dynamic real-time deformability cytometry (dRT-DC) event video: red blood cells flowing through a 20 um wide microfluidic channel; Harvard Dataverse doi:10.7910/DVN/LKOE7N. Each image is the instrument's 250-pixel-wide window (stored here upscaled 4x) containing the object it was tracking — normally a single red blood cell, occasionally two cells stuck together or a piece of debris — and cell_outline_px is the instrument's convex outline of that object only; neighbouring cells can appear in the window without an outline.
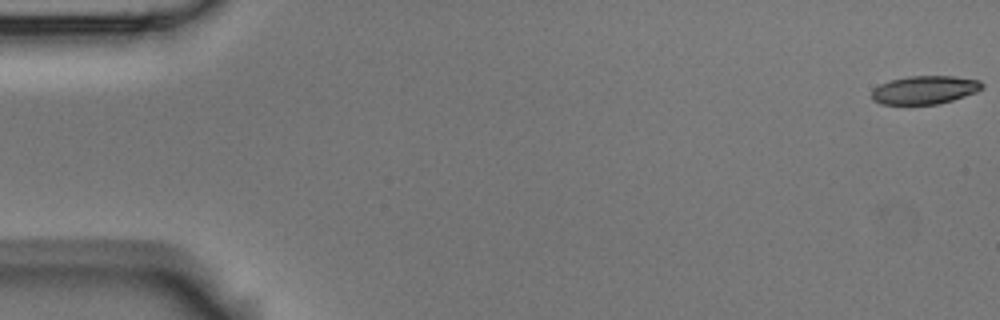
{"species": "Egyptian fruit bat (a non-hibernating species)", "species_latin": "Rousettus aegyptiacus", "temperature_condition": "room temperature", "stored_images_in_passage": 5, "camera_frame_rate_fps": 3000, "um_per_image_px": 0.085, "animal": {"sex": "male"}, "frame": {"image": 1, "passage_image": 1, "time_ms": 0.0, "image_size_px": [1000, 320], "cell_outline_px": [[984, 88], [976, 92], [940, 104], [880, 104], [872, 100], [872, 88], [888, 80], [908, 76], [956, 76], [980, 80], [984, 84]], "centroid_in_image_um": [78.6, 7.63], "position_along_channel_um": 6.4, "area_um2": 18.44}}
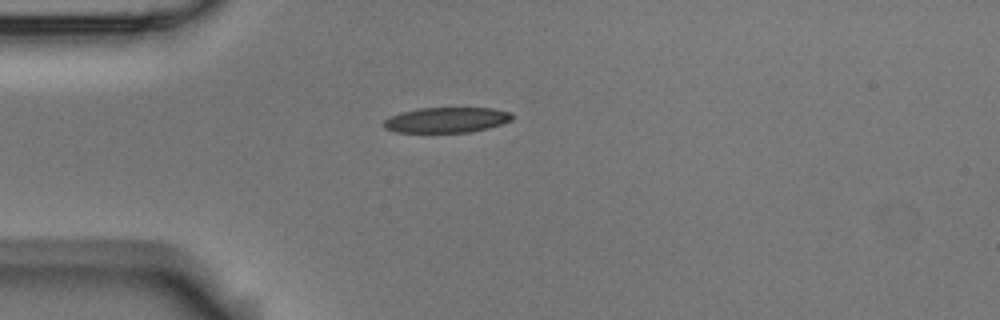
{"frame": {"image": 2, "passage_image": 5, "time_ms": 1.333, "image_size_px": [1000, 320], "cell_outline_px": [[512, 120], [488, 128], [472, 132], [396, 132], [384, 128], [380, 124], [384, 120], [400, 112], [420, 108], [492, 108], [512, 112]], "centroid_in_image_um": [37.94, 10.19], "position_along_channel_um": 47.1, "area_um2": 19.02}}